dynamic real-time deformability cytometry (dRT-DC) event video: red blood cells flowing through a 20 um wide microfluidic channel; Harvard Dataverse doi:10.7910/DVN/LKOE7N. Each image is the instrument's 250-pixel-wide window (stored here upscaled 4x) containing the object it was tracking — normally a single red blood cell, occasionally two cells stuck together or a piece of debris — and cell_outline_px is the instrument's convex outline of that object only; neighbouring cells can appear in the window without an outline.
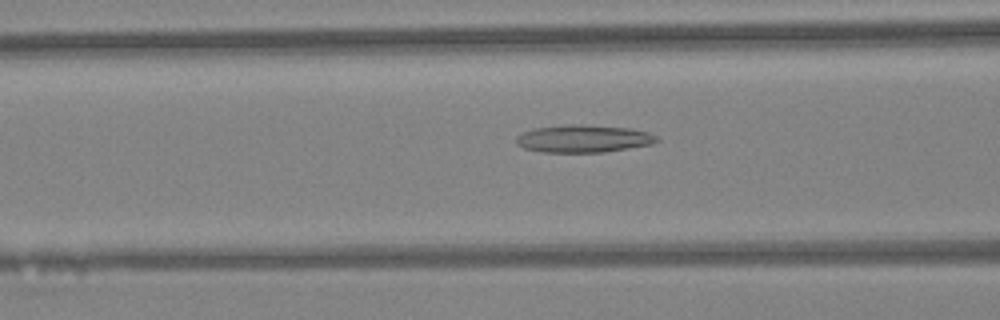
{"species": "Egyptian fruit bat (a non-hibernating species)", "species_latin": "Rousettus aegyptiacus", "temperature_condition": "warm", "stored_images_in_passage": 34, "camera_frame_rate_fps": 3000, "um_per_image_px": 0.085, "animal": {"sex": "female"}, "frame": {"image": 1, "passage_image": 14, "time_ms": 4.333, "image_size_px": [1000, 320], "cell_outline_px": [[660, 140], [652, 144], [604, 152], [540, 152], [524, 148], [516, 144], [516, 136], [524, 132], [536, 128], [568, 124], [580, 124], [632, 128], [648, 132], [656, 136]], "centroid_in_image_um": [49.6, 11.78], "position_along_channel_um": 117.0, "area_um2": 22.6}}
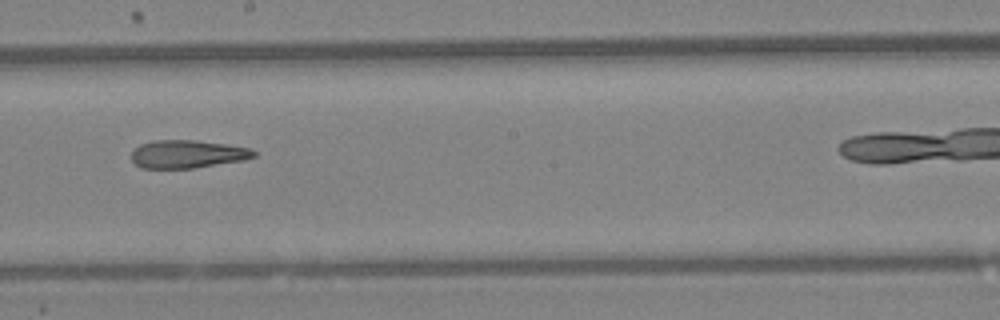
{"frame": {"image": 2, "passage_image": 22, "time_ms": 7.0, "image_size_px": [1000, 320], "cell_outline_px": [[256, 156], [244, 160], [192, 168], [140, 168], [132, 160], [132, 152], [140, 144], [152, 140], [196, 140], [224, 144], [248, 148], [256, 152]], "centroid_in_image_um": [15.91, 13.09], "position_along_channel_um": 232.3, "area_um2": 19.83}}
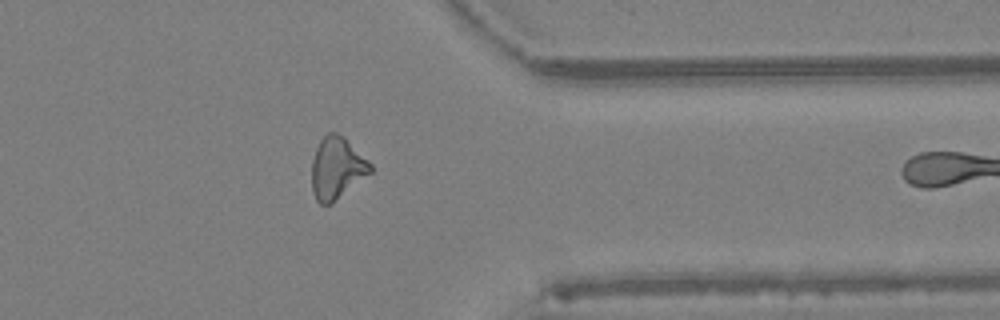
{"frame": {"image": 3, "passage_image": 33, "time_ms": 10.667, "image_size_px": [1000, 320], "cell_outline_px": [[372, 172], [332, 204], [320, 204], [316, 200], [312, 192], [312, 160], [316, 148], [320, 140], [328, 132], [336, 132], [344, 136], [372, 164]], "centroid_in_image_um": [28.63, 14.29], "position_along_channel_um": 382.8, "area_um2": 21.33}}